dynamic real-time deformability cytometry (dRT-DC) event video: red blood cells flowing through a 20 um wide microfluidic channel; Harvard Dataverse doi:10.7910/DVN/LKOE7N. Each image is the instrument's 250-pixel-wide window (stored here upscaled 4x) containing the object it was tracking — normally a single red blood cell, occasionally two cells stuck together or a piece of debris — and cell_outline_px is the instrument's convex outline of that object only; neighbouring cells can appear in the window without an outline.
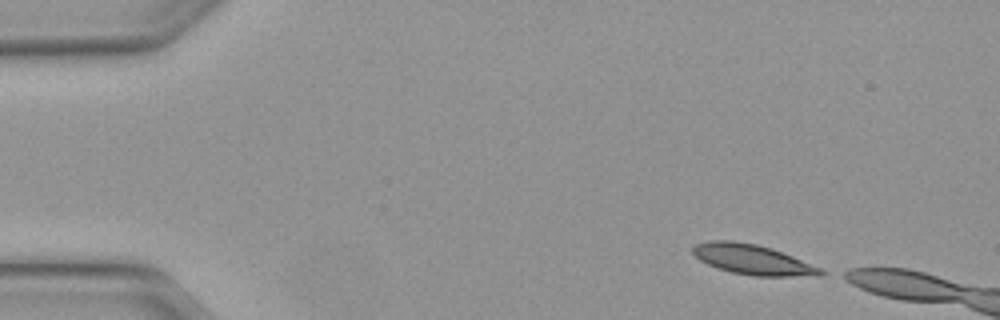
{"species": "Egyptian fruit bat (a non-hibernating species)", "species_latin": "Rousettus aegyptiacus", "temperature_condition": "warm", "stored_images_in_passage": 6, "camera_frame_rate_fps": 3000, "um_per_image_px": 0.085, "animal": {"sex": "female"}, "frame": {"image": 1, "passage_image": 1, "time_ms": 0.0, "image_size_px": [1000, 320], "cell_outline_px": [[828, 272], [824, 276], [756, 276], [732, 272], [708, 264], [700, 260], [692, 252], [692, 248], [696, 244], [708, 240], [732, 240], [756, 244], [772, 248], [792, 256], [820, 268]], "centroid_in_image_um": [64.0, 22.06], "position_along_channel_um": 21.0, "area_um2": 22.31}}